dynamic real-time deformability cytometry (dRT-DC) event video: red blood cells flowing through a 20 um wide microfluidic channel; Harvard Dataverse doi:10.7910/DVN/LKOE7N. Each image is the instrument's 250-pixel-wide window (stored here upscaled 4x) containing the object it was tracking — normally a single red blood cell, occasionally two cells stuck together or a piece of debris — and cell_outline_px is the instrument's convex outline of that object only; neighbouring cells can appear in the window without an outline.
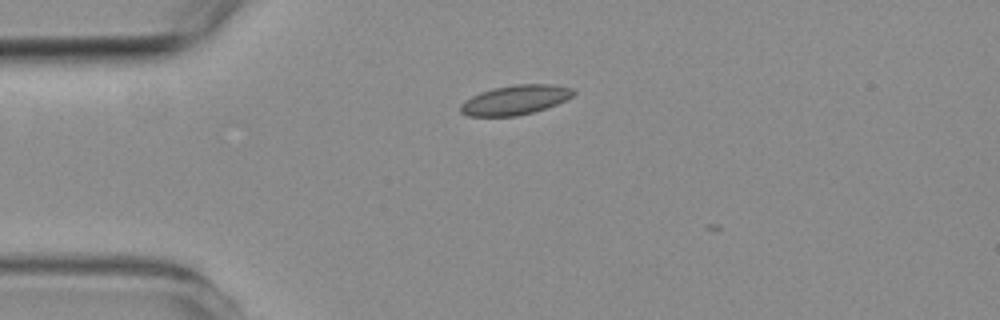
{"species": "common noctule bat (a hibernating species)", "species_latin": "Nyctalus noctula", "temperature_condition": "room temperature", "stored_images_in_passage": 2, "camera_frame_rate_fps": 3000, "um_per_image_px": 0.085, "animal": {"sex": "female", "body_mass_g": 19.3, "forearm_length_mm": 54.1}, "frame": {"image": 1, "passage_image": 1, "time_ms": 0.0, "image_size_px": [1000, 320], "cell_outline_px": [[576, 92], [572, 96], [556, 104], [532, 112], [516, 116], [468, 116], [460, 112], [460, 104], [464, 100], [480, 92], [496, 88], [516, 84], [552, 84], [572, 88]], "centroid_in_image_um": [43.77, 8.49], "position_along_channel_um": 41.2, "area_um2": 19.25}}